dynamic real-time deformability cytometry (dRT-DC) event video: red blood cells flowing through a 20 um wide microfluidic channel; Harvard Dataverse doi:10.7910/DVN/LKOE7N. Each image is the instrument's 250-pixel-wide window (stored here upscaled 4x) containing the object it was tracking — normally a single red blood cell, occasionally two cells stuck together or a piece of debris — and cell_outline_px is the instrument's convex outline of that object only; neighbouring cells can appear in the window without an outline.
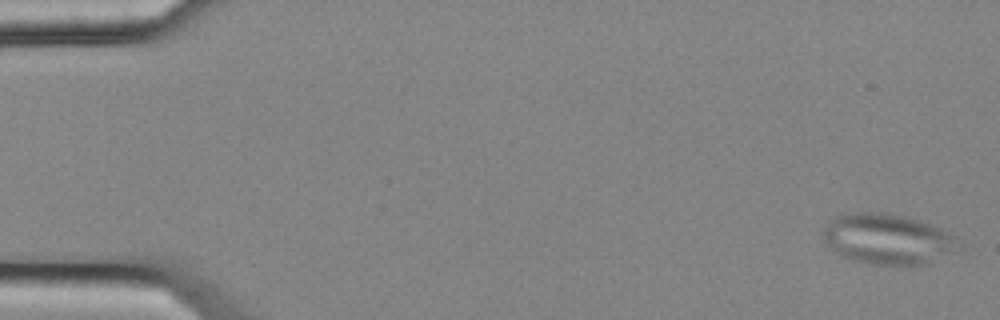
{"species": "common noctule bat (a hibernating species)", "species_latin": "Nyctalus noctula", "temperature_condition": "cold", "stored_images_in_passage": 4, "camera_frame_rate_fps": 3000, "um_per_image_px": 0.085, "animal": {"sex": "female", "body_mass_g": 25.1}, "frame": {"image": 1, "passage_image": 1, "time_ms": 0.0, "image_size_px": [1000, 320], "cell_outline_px": [[952, 236], [948, 252], [924, 264], [872, 264], [852, 260], [836, 252], [824, 240], [824, 232], [828, 224], [836, 216], [856, 212], [880, 212], [900, 216], [916, 220], [940, 228]], "centroid_in_image_um": [75.29, 20.3], "position_along_channel_um": 9.7, "area_um2": 37.69}}